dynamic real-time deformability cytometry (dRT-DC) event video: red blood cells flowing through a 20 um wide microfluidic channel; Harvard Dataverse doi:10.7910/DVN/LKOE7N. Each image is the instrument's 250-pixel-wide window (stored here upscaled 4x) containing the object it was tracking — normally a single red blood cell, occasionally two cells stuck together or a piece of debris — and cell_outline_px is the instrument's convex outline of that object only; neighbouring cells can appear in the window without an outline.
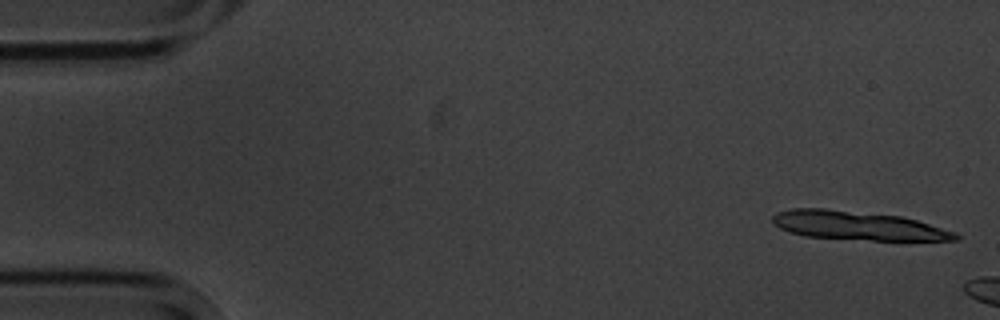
{"species": "common noctule bat (a hibernating species)", "species_latin": "Nyctalus noctula", "temperature_condition": "cold", "stored_images_in_passage": 3, "camera_frame_rate_fps": 3000, "um_per_image_px": 0.085, "animal": {"sex": "male", "body_mass_g": 20.1, "forearm_length_mm": 53.5}, "frame": {"image": 1, "passage_image": 1, "time_ms": 0.0, "image_size_px": [1000, 320], "cell_outline_px": [[960, 240], [872, 240], [804, 236], [788, 232], [780, 228], [772, 220], [772, 216], [776, 212], [792, 208], [824, 208], [900, 216], [916, 220], [956, 232], [960, 236]], "centroid_in_image_um": [72.89, 19.17], "position_along_channel_um": 12.1, "area_um2": 30.58}}